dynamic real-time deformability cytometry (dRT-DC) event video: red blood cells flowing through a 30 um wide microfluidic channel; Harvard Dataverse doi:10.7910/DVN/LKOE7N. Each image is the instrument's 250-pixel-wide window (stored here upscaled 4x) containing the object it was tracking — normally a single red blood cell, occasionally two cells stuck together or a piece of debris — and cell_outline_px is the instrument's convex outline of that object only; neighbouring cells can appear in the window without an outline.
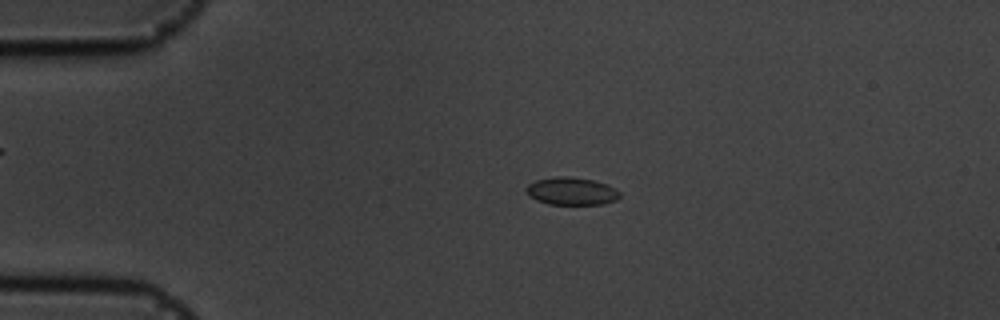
{"species": "common noctule bat (a hibernating species)", "species_latin": "Nyctalus noctula", "temperature_condition": "cold", "stored_images_in_passage": 56, "camera_frame_rate_fps": 3000, "um_per_image_px": 0.085, "animal": {"sex": "male", "body_mass_g": 19.5, "forearm_length_mm": 54.6}, "frame": {"image": 1, "passage_image": 12, "time_ms": 3.667, "image_size_px": [1000, 320], "cell_outline_px": [[620, 196], [616, 200], [604, 204], [548, 204], [536, 200], [524, 188], [528, 184], [536, 180], [556, 176], [568, 176], [592, 180], [608, 184], [616, 188], [620, 192]], "centroid_in_image_um": [48.61, 16.24], "position_along_channel_um": 36.4, "area_um2": 15.09}}
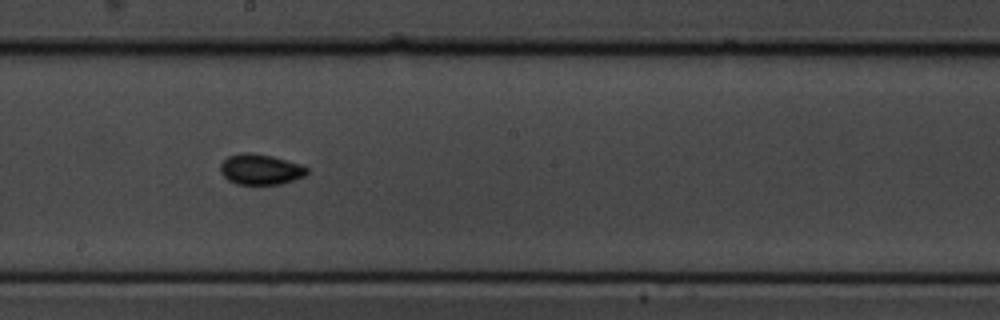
{"frame": {"image": 2, "passage_image": 31, "time_ms": 10.0, "image_size_px": [1000, 320], "cell_outline_px": [[308, 172], [304, 176], [280, 184], [236, 184], [228, 180], [220, 172], [220, 164], [228, 156], [240, 152], [248, 152], [272, 156], [300, 164], [308, 168]], "centroid_in_image_um": [22.11, 14.39], "position_along_channel_um": 226.1, "area_um2": 15.37}}
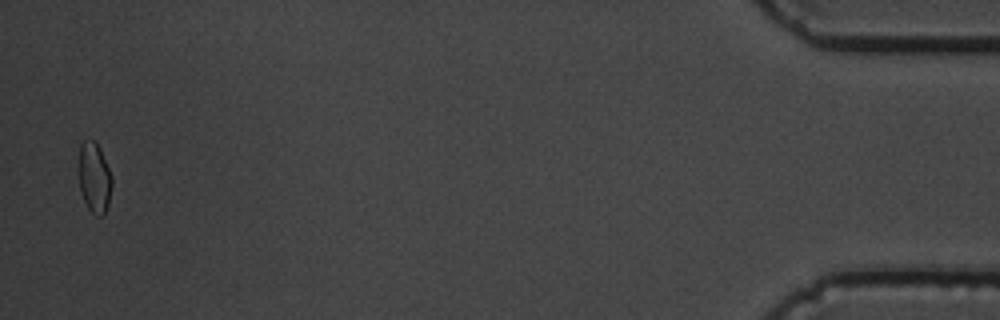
{"frame": {"image": 3, "passage_image": 55, "time_ms": 18.0, "image_size_px": [1000, 320], "cell_outline_px": [[112, 184], [108, 204], [104, 212], [100, 216], [96, 216], [88, 208], [80, 192], [80, 144], [84, 140], [96, 140], [100, 148], [112, 176]], "centroid_in_image_um": [8.03, 15.09], "position_along_channel_um": 427.2, "area_um2": 13.41}}